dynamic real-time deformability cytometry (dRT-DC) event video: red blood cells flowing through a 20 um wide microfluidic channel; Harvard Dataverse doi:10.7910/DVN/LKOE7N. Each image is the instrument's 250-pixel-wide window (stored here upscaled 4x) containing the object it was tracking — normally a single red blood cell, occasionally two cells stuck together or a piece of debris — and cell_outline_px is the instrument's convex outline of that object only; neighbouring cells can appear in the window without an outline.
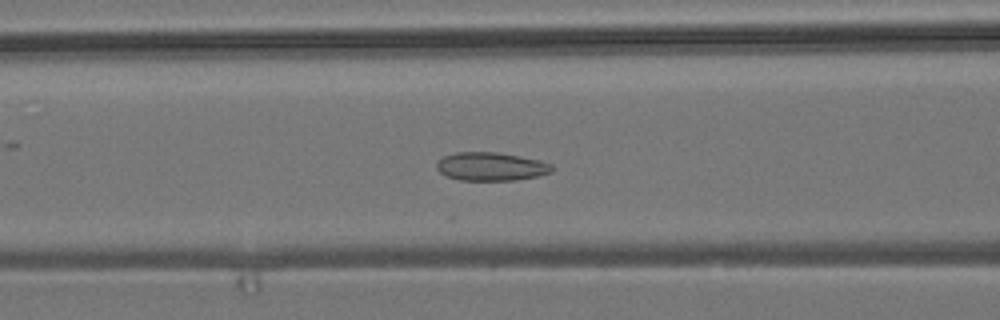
{"species": "common noctule bat (a hibernating species)", "species_latin": "Nyctalus noctula", "temperature_condition": "room temperature", "stored_images_in_passage": 30, "camera_frame_rate_fps": 3000, "um_per_image_px": 0.085, "animal": {"sex": "male", "body_mass_g": 19.2, "forearm_length_mm": 51.8}, "frame": {"image": 1, "passage_image": 13, "time_ms": 4.0, "image_size_px": [1000, 320], "cell_outline_px": [[556, 168], [552, 172], [536, 176], [516, 180], [460, 180], [448, 176], [440, 172], [436, 168], [436, 160], [444, 156], [456, 152], [496, 152], [520, 156], [540, 160], [552, 164]], "centroid_in_image_um": [41.75, 14.15], "position_along_channel_um": 124.9, "area_um2": 19.19}}
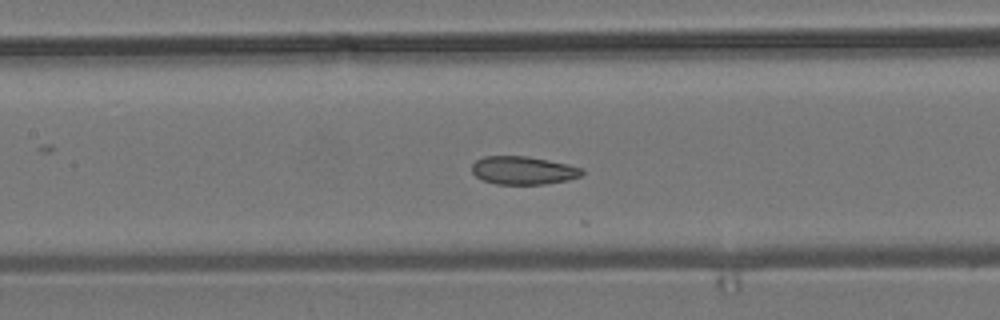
{"frame": {"image": 2, "passage_image": 16, "time_ms": 5.0, "image_size_px": [1000, 320], "cell_outline_px": [[584, 172], [580, 176], [568, 180], [544, 184], [496, 184], [480, 180], [472, 172], [472, 164], [476, 160], [484, 156], [528, 156], [568, 164], [584, 168]], "centroid_in_image_um": [44.47, 14.48], "position_along_channel_um": 162.9, "area_um2": 18.21}}
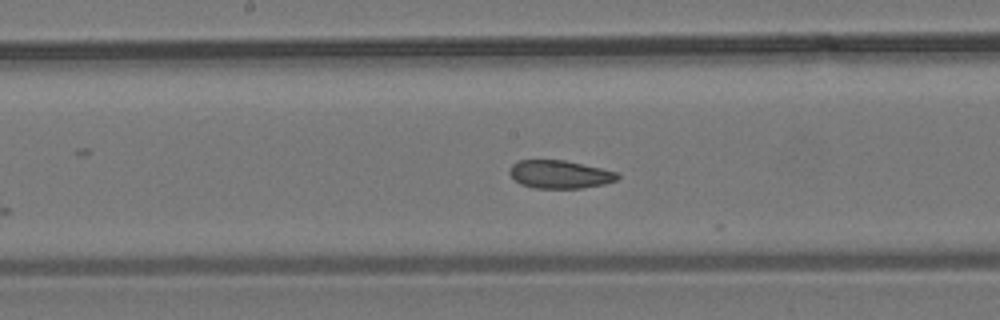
{"frame": {"image": 3, "passage_image": 19, "time_ms": 6.0, "image_size_px": [1000, 320], "cell_outline_px": [[620, 176], [616, 180], [604, 184], [580, 188], [532, 188], [520, 184], [508, 172], [512, 164], [520, 160], [564, 160], [600, 168], [616, 172]], "centroid_in_image_um": [47.55, 14.82], "position_along_channel_um": 200.6, "area_um2": 17.51}}